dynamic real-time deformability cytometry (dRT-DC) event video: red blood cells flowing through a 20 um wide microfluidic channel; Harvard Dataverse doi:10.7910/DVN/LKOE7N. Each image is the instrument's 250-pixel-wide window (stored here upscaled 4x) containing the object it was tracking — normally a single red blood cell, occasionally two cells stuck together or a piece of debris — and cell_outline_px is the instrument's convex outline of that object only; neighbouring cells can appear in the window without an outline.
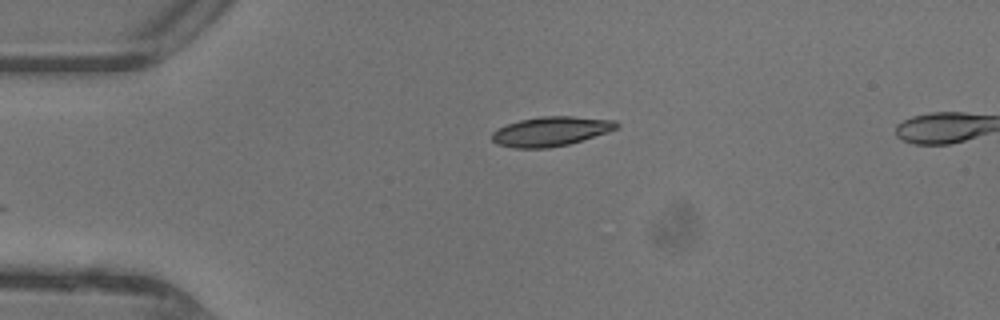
{"species": "common noctule bat (a hibernating species)", "species_latin": "Nyctalus noctula", "temperature_condition": "warm", "stored_images_in_passage": 29, "camera_frame_rate_fps": 3000, "um_per_image_px": 0.085, "animal": {"sex": "female"}, "frame": {"image": 1, "passage_image": 1, "time_ms": 0.0, "image_size_px": [1000, 320], "cell_outline_px": [[620, 128], [608, 132], [568, 144], [548, 148], [516, 148], [496, 144], [492, 140], [492, 132], [496, 128], [520, 120], [540, 116], [572, 116], [616, 120], [620, 124]], "centroid_in_image_um": [46.84, 11.16], "position_along_channel_um": 38.2, "area_um2": 21.5}}
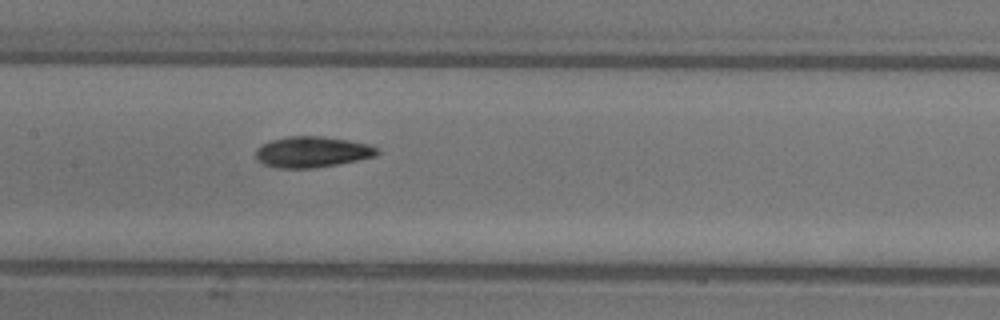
{"frame": {"image": 2, "passage_image": 13, "time_ms": 4.0, "image_size_px": [1000, 320], "cell_outline_px": [[380, 152], [376, 156], [316, 168], [276, 168], [264, 164], [256, 160], [256, 148], [272, 140], [288, 136], [320, 136], [348, 140], [368, 144], [380, 148]], "centroid_in_image_um": [26.54, 12.92], "position_along_channel_um": 180.9, "area_um2": 21.85}}
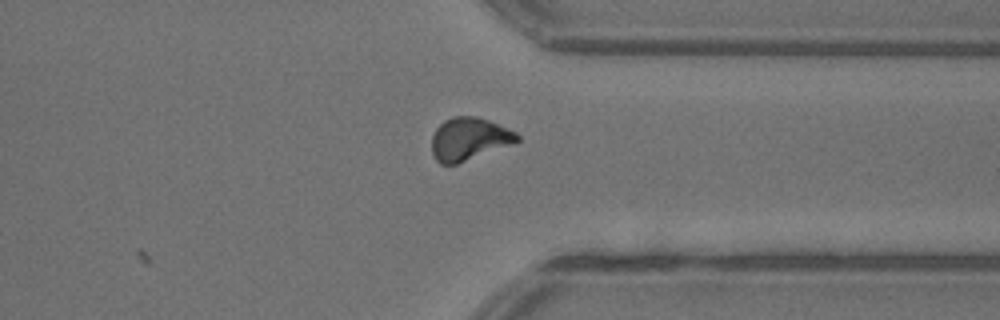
{"frame": {"image": 3, "passage_image": 26, "time_ms": 8.333, "image_size_px": [1000, 320], "cell_outline_px": [[520, 140], [456, 164], [440, 164], [436, 160], [432, 152], [432, 136], [436, 128], [444, 120], [452, 116], [476, 116], [488, 120], [508, 128], [516, 132], [520, 136]], "centroid_in_image_um": [39.84, 11.79], "position_along_channel_um": 371.6, "area_um2": 20.98}, "authors_computed_cell_mechanics": {"area_um2": 21.1548, "velocity_mm_per_s": 4.4525, "shape_relaxation_time_tau1_ms": 2.9053, "shape_relaxation_time_tau2_ms": 6.2713, "deformation_change_tau1": 0.1552, "deformation_change_tau2": 0.1343}}